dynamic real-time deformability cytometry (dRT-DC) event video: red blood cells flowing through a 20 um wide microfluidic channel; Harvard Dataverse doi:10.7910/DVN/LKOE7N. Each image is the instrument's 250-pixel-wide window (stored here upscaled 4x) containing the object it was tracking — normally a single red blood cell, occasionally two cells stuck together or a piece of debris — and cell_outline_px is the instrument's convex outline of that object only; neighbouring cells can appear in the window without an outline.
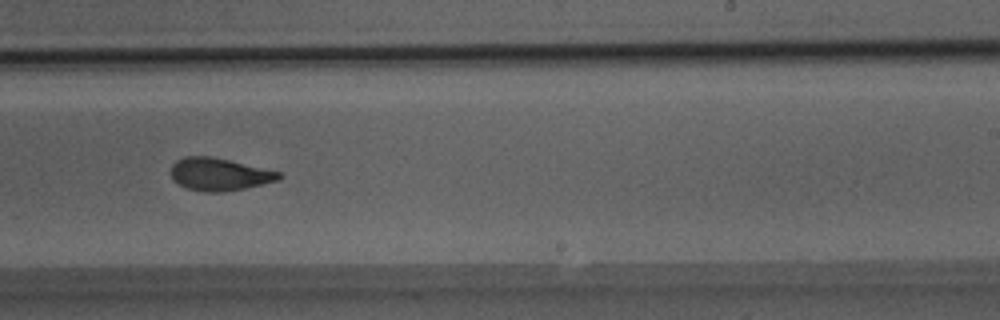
{"species": "Egyptian fruit bat (a non-hibernating species)", "species_latin": "Rousettus aegyptiacus", "temperature_condition": "room temperature", "stored_images_in_passage": 41, "camera_frame_rate_fps": 3000, "um_per_image_px": 0.085, "animal": {"sex": "male"}, "frame": {"image": 1, "passage_image": 22, "time_ms": 7.0, "image_size_px": [1000, 320], "cell_outline_px": [[284, 176], [280, 180], [264, 184], [224, 192], [204, 192], [188, 188], [176, 184], [172, 180], [172, 164], [176, 160], [184, 156], [212, 156], [284, 172]], "centroid_in_image_um": [18.69, 14.81], "position_along_channel_um": 270.3, "area_um2": 20.92}}
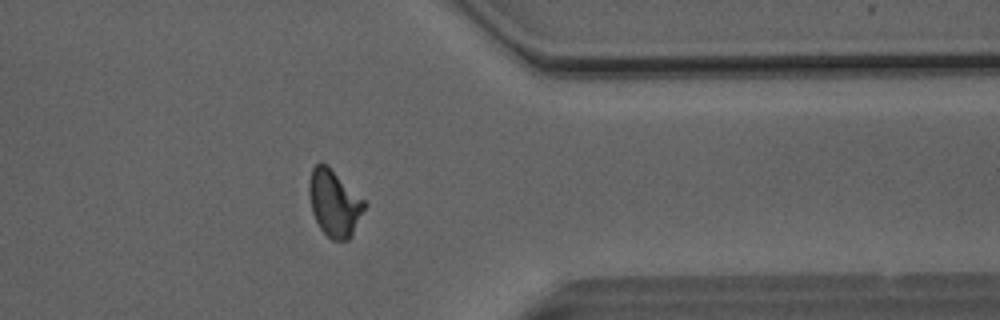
{"frame": {"image": 2, "passage_image": 31, "time_ms": 10.0, "image_size_px": [1000, 320], "cell_outline_px": [[368, 204], [352, 236], [348, 240], [332, 240], [320, 228], [312, 212], [308, 192], [308, 184], [312, 168], [320, 160], [328, 164]], "centroid_in_image_um": [28.42, 17.24], "position_along_channel_um": 383.0, "area_um2": 21.79}}
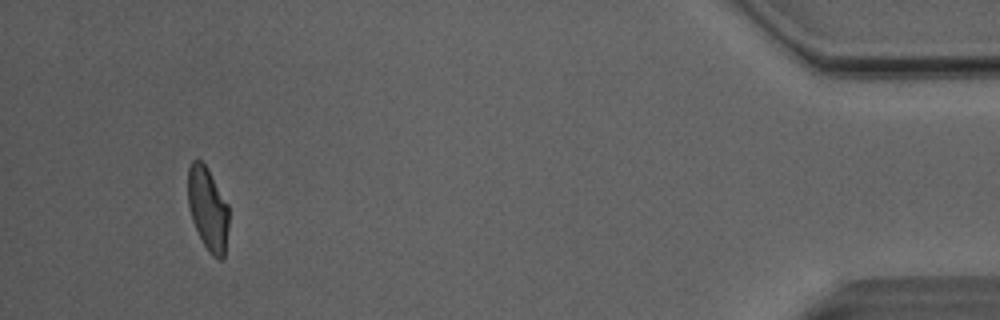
{"frame": {"image": 3, "passage_image": 38, "time_ms": 12.333, "image_size_px": [1000, 320], "cell_outline_px": [[228, 228], [224, 260], [220, 260], [212, 256], [208, 252], [192, 220], [188, 204], [188, 168], [192, 160], [200, 160], [208, 168], [228, 204]], "centroid_in_image_um": [17.68, 17.76], "position_along_channel_um": 417.5, "area_um2": 19.88}, "authors_computed_cell_mechanics": {"area_um2": 20.9814, "velocity_mm_per_s": 4.1035, "shape_relaxation_time_tau1_ms": 4.6642, "shape_relaxation_time_tau2_ms": 1.2163, "deformation_change_tau1": 0.1515, "deformation_change_tau2": 0.0697}}